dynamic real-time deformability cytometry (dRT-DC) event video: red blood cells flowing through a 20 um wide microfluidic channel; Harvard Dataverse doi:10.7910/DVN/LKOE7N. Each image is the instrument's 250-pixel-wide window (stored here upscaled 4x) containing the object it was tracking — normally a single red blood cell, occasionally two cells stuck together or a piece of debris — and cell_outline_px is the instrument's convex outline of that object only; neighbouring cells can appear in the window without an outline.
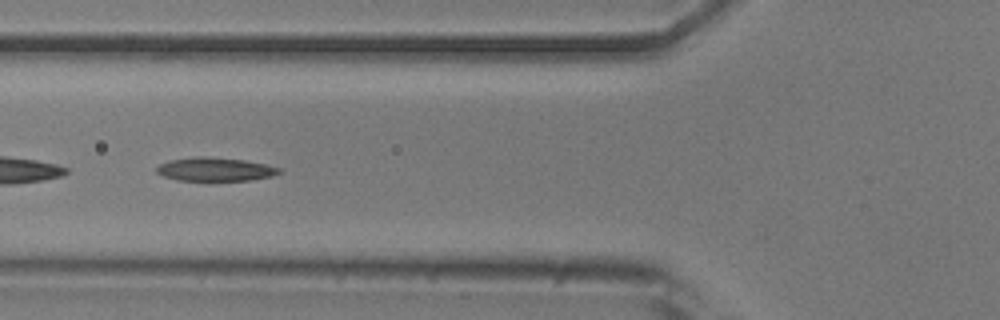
{"species": "common noctule bat (a hibernating species)", "species_latin": "Nyctalus noctula", "temperature_condition": "room temperature", "stored_images_in_passage": 43, "camera_frame_rate_fps": 3000, "um_per_image_px": 0.085, "animal": {"sex": "male", "body_mass_g": 20.5, "forearm_length_mm": 52.5}, "frame": {"image": 1, "passage_image": 19, "time_ms": 6.0, "image_size_px": [1000, 320], "cell_outline_px": [[280, 172], [272, 176], [252, 180], [180, 180], [164, 176], [156, 172], [156, 168], [160, 164], [172, 160], [196, 156], [200, 156], [244, 160], [264, 164], [280, 168]], "centroid_in_image_um": [18.29, 14.39], "position_along_channel_um": 107.5, "area_um2": 16.47}, "authors_computed_cell_mechanics": {"area_um2": 17.2244, "velocity_mm_per_s": 3.8505, "shape_relaxation_time_tau1_ms": 4.7442, "shape_relaxation_time_tau2_ms": 4.4308, "deformation_change_tau1": 0.1364, "deformation_change_tau2": 0.1171}}